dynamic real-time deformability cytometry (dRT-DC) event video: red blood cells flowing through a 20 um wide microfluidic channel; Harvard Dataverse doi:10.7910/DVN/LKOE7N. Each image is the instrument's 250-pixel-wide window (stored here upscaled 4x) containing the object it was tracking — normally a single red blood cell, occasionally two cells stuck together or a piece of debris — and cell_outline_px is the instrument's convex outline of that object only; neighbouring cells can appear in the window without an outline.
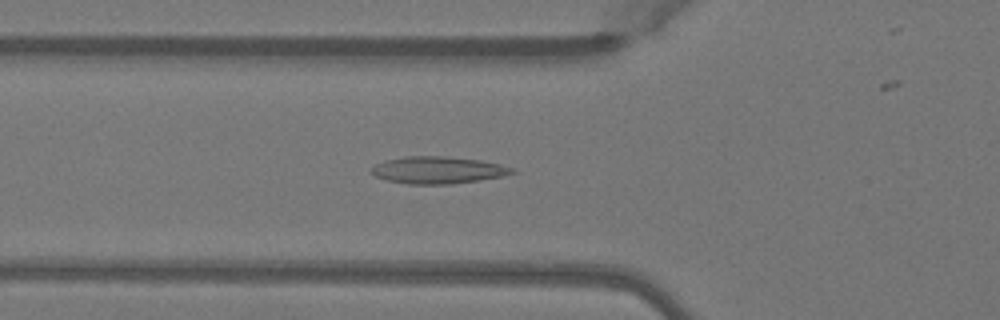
{"species": "Egyptian fruit bat (a non-hibernating species)", "species_latin": "Rousettus aegyptiacus", "temperature_condition": "warm", "stored_images_in_passage": 45, "camera_frame_rate_fps": 3000, "um_per_image_px": 0.085, "animal": {"sex": "female"}, "frame": {"image": 1, "passage_image": 17, "time_ms": 5.333, "image_size_px": [1000, 320], "cell_outline_px": [[516, 172], [500, 176], [480, 180], [452, 184], [408, 184], [388, 180], [376, 176], [372, 172], [372, 168], [376, 164], [384, 160], [404, 156], [444, 156], [480, 160], [500, 164], [516, 168]], "centroid_in_image_um": [37.24, 14.45], "position_along_channel_um": 88.6, "area_um2": 22.14}}
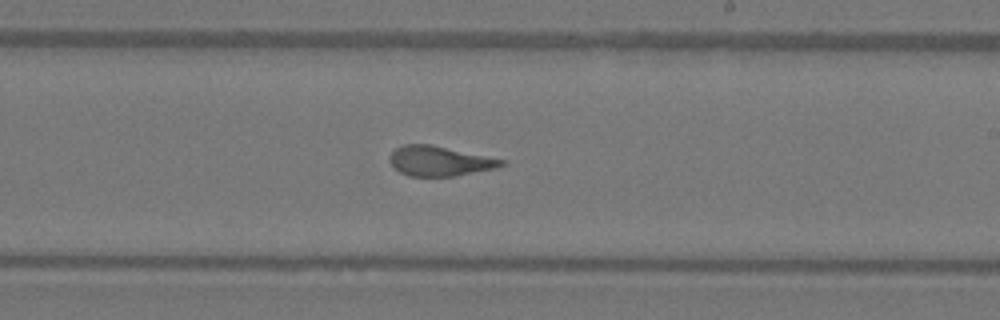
{"frame": {"image": 2, "passage_image": 29, "time_ms": 9.333, "image_size_px": [1000, 320], "cell_outline_px": [[508, 164], [496, 168], [456, 176], [408, 176], [400, 172], [388, 160], [388, 156], [396, 148], [404, 144], [428, 144], [504, 160]], "centroid_in_image_um": [37.34, 13.7], "position_along_channel_um": 251.7, "area_um2": 19.25}}
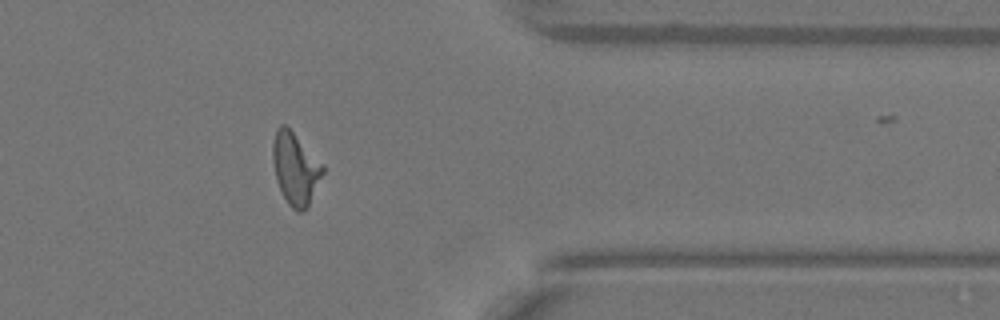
{"frame": {"image": 3, "passage_image": 40, "time_ms": 13.0, "image_size_px": [1000, 320], "cell_outline_px": [[324, 172], [308, 208], [300, 212], [296, 212], [288, 204], [276, 180], [272, 160], [272, 144], [276, 128], [280, 124], [284, 124], [324, 164]], "centroid_in_image_um": [25.11, 14.35], "position_along_channel_um": 386.3, "area_um2": 21.04}, "authors_computed_cell_mechanics": {"area_um2": 20.6924, "velocity_mm_per_s": 4.0724, "shape_relaxation_time_tau1_ms": null, "shape_relaxation_time_tau2_ms": 1.3936, "deformation_change_tau1": null, "deformation_change_tau2": 0.0951}}